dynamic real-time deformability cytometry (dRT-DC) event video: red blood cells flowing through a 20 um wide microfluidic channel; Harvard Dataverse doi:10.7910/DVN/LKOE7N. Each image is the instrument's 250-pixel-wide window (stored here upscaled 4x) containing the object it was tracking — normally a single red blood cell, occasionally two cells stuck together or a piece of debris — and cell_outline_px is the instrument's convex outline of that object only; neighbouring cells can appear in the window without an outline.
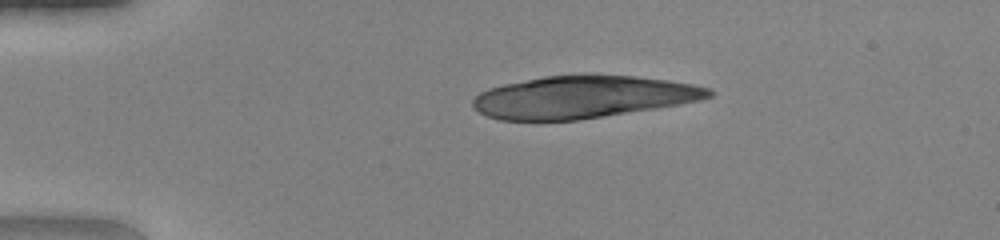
{"species": "human", "species_latin": "Homo sapiens", "temperature_condition": "warm", "stored_images_in_passage": 40, "camera_frame_rate_fps": 3000, "um_per_image_px": 0.085, "donor": {"sex": "female"}, "frame": {"image": 1, "passage_image": 1, "time_ms": 0.0, "image_size_px": [1000, 240], "cell_outline_px": [[712, 96], [700, 100], [652, 108], [576, 120], [500, 120], [488, 116], [480, 112], [472, 104], [472, 100], [480, 92], [488, 88], [504, 84], [544, 76], [588, 72], [636, 76], [668, 80], [692, 84], [708, 88], [712, 92]], "centroid_in_image_um": [49.51, 8.2], "position_along_channel_um": 35.5, "area_um2": 58.32}}
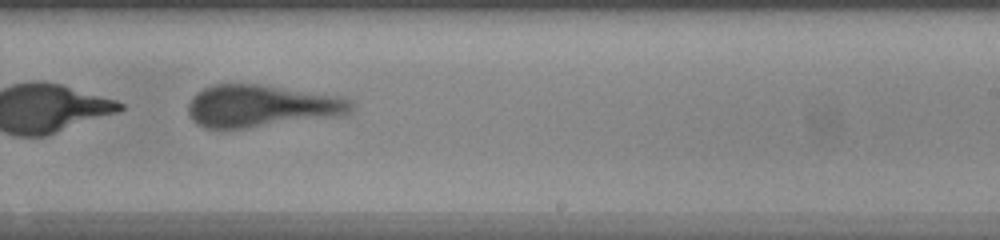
{"frame": {"image": 2, "passage_image": 22, "time_ms": 7.0, "image_size_px": [1000, 240], "cell_outline_px": [[352, 112], [336, 116], [244, 128], [208, 128], [196, 124], [192, 120], [188, 112], [188, 104], [196, 92], [212, 84], [260, 84], [336, 96], [352, 100]], "centroid_in_image_um": [22.16, 9.0], "position_along_channel_um": 266.8, "area_um2": 39.65}}
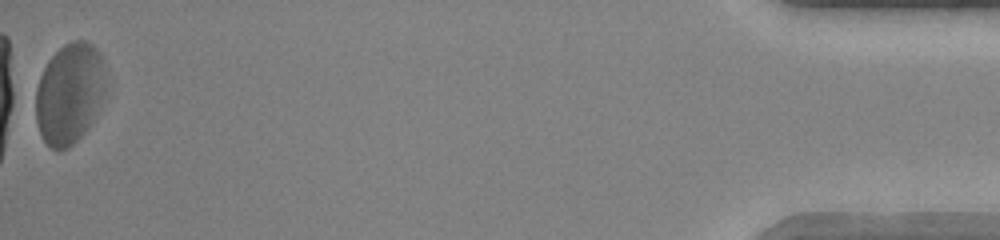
{"frame": {"image": 3, "passage_image": 40, "time_ms": 13.0, "image_size_px": [1000, 240], "cell_outline_px": [[104, 84], [100, 100], [92, 120], [84, 132], [68, 148], [52, 148], [44, 140], [40, 132], [36, 120], [36, 88], [40, 76], [48, 60], [64, 44], [72, 40], [88, 40], [100, 52]], "centroid_in_image_um": [5.86, 7.91], "position_along_channel_um": 429.3, "area_um2": 40.17}, "authors_computed_cell_mechanics": {"area_um2": 40.171, "velocity_mm_per_s": 4.1567, "shape_relaxation_time_tau1_ms": 1.9089, "shape_relaxation_time_tau2_ms": 1.2654, "deformation_change_tau1": 0.3094, "deformation_change_tau2": 0.1292}}